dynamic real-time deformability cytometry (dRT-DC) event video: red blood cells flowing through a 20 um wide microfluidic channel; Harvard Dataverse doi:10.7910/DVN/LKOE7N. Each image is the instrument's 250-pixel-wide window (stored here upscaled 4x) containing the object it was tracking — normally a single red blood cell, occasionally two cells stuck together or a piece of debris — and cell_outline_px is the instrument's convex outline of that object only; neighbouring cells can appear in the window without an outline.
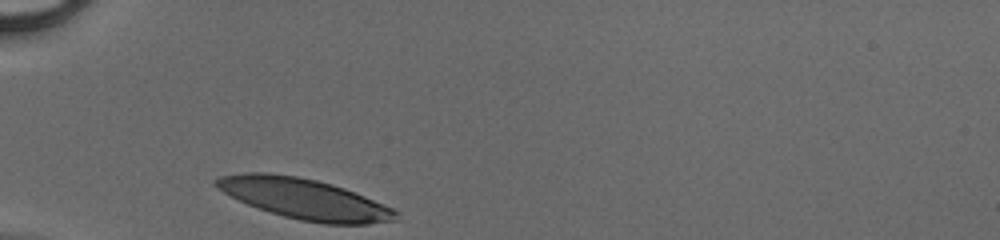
{"species": "human", "species_latin": "Homo sapiens", "temperature_condition": "cold", "stored_images_in_passage": 26, "camera_frame_rate_fps": 3000, "um_per_image_px": 0.085, "donor": {"sex": "male"}, "frame": {"image": 1, "passage_image": 1, "time_ms": 0.0, "image_size_px": [1000, 240], "cell_outline_px": [[396, 220], [368, 224], [324, 224], [300, 220], [284, 216], [248, 204], [224, 192], [212, 184], [212, 180], [220, 176], [244, 172], [268, 172], [296, 176], [316, 180], [332, 184], [344, 188], [364, 196], [392, 208], [396, 212]], "centroid_in_image_um": [25.84, 16.89], "position_along_channel_um": 59.2, "area_um2": 42.02}}
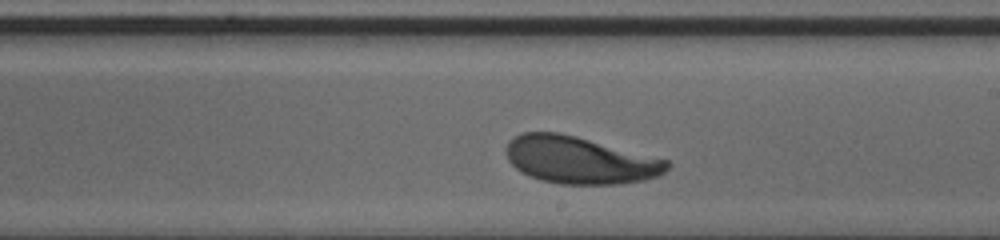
{"frame": {"image": 2, "passage_image": 15, "time_ms": 4.667, "image_size_px": [1000, 240], "cell_outline_px": [[672, 164], [660, 176], [644, 180], [620, 184], [560, 184], [540, 180], [516, 168], [508, 160], [504, 148], [508, 140], [520, 132], [560, 132], [576, 136], [668, 160]], "centroid_in_image_um": [49.26, 13.6], "position_along_channel_um": 239.7, "area_um2": 44.39}}
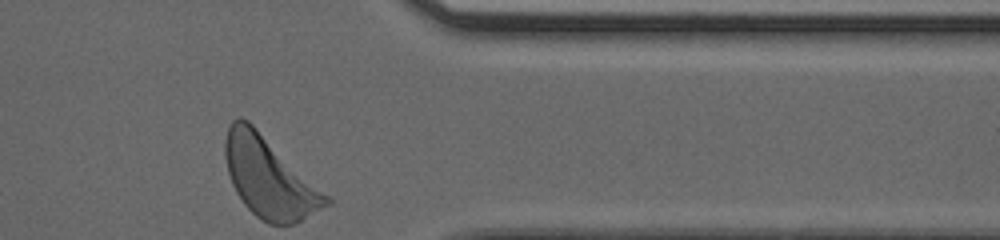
{"frame": {"image": 3, "passage_image": 26, "time_ms": 8.333, "image_size_px": [1000, 240], "cell_outline_px": [[332, 204], [292, 224], [268, 224], [256, 216], [244, 204], [236, 192], [232, 184], [228, 172], [224, 156], [224, 144], [228, 128], [232, 120], [240, 116], [248, 120], [328, 196], [332, 200]], "centroid_in_image_um": [22.85, 15.09], "position_along_channel_um": 388.6, "area_um2": 46.53}}